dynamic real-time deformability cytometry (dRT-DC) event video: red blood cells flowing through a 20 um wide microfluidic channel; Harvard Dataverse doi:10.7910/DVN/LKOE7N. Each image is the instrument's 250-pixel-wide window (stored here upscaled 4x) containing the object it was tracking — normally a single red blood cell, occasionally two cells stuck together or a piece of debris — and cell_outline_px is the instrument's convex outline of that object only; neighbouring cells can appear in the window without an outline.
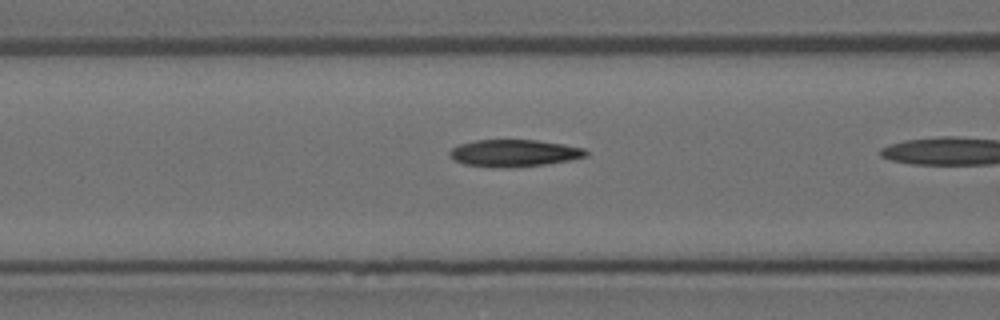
{"species": "Egyptian fruit bat (a non-hibernating species)", "species_latin": "Rousettus aegyptiacus", "temperature_condition": "room temperature", "stored_images_in_passage": 7, "camera_frame_rate_fps": 3000, "um_per_image_px": 0.085, "animal": {"sex": "female"}, "frame": {"image": 1, "passage_image": 5, "time_ms": 1.333, "image_size_px": [1000, 320], "cell_outline_px": [[588, 156], [568, 160], [544, 164], [512, 168], [500, 168], [464, 164], [452, 160], [448, 156], [448, 152], [452, 148], [460, 144], [476, 140], [536, 140], [564, 144], [584, 148], [588, 152]], "centroid_in_image_um": [43.66, 13.02], "position_along_channel_um": 122.9, "area_um2": 21.62}}